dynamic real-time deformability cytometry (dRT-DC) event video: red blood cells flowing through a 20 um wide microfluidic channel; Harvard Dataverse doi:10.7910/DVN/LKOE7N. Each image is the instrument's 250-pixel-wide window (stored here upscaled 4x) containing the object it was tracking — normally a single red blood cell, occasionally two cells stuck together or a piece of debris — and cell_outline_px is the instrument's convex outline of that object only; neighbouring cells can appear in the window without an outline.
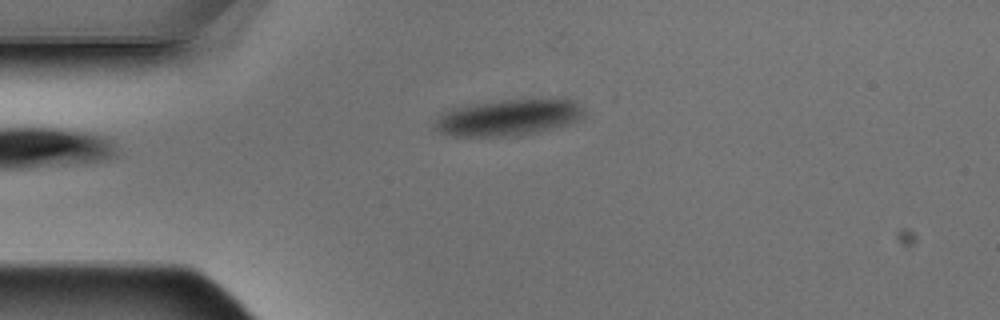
{"species": "Egyptian fruit bat (a non-hibernating species)", "species_latin": "Rousettus aegyptiacus", "temperature_condition": "warm", "stored_images_in_passage": 3, "camera_frame_rate_fps": 3000, "um_per_image_px": 0.085, "animal": {"sex": "male"}, "frame": {"image": 1, "passage_image": 3, "time_ms": 0.667, "image_size_px": [1000, 320], "cell_outline_px": [[584, 116], [580, 120], [568, 124], [536, 132], [516, 136], [452, 136], [440, 132], [432, 128], [432, 124], [436, 116], [452, 108], [476, 104], [504, 100], [576, 100], [584, 108]], "centroid_in_image_um": [43.17, 10.0], "position_along_channel_um": 41.8, "area_um2": 31.5}}